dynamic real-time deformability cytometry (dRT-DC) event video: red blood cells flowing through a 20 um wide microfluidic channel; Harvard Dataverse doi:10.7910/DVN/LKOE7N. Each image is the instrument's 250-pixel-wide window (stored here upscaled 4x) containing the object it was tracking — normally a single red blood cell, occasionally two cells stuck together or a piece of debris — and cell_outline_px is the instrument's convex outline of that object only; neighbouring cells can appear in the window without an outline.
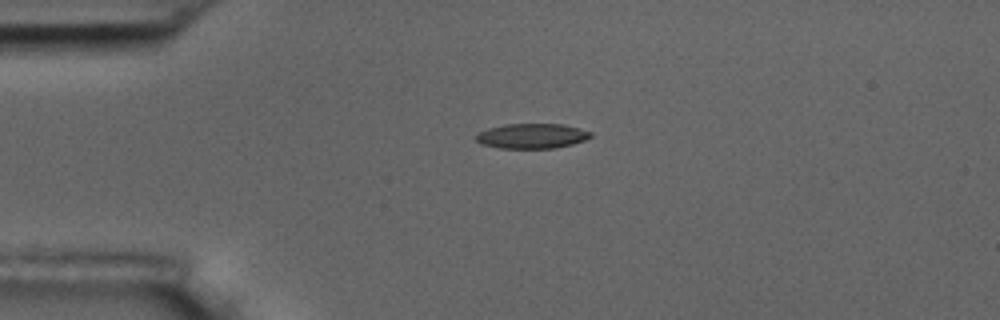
{"species": "common noctule bat (a hibernating species)", "species_latin": "Nyctalus noctula", "temperature_condition": "room temperature", "stored_images_in_passage": 2, "camera_frame_rate_fps": 3000, "um_per_image_px": 0.085, "animal": {"sex": "male", "body_mass_g": 17.5, "forearm_length_mm": 52.3}, "frame": {"image": 1, "passage_image": 1, "time_ms": 0.0, "image_size_px": [1000, 320], "cell_outline_px": [[592, 136], [584, 140], [572, 144], [556, 148], [500, 148], [480, 144], [476, 140], [476, 136], [480, 132], [488, 128], [504, 124], [564, 124], [592, 132]], "centroid_in_image_um": [45.21, 11.56], "position_along_channel_um": 39.8, "area_um2": 16.65}}